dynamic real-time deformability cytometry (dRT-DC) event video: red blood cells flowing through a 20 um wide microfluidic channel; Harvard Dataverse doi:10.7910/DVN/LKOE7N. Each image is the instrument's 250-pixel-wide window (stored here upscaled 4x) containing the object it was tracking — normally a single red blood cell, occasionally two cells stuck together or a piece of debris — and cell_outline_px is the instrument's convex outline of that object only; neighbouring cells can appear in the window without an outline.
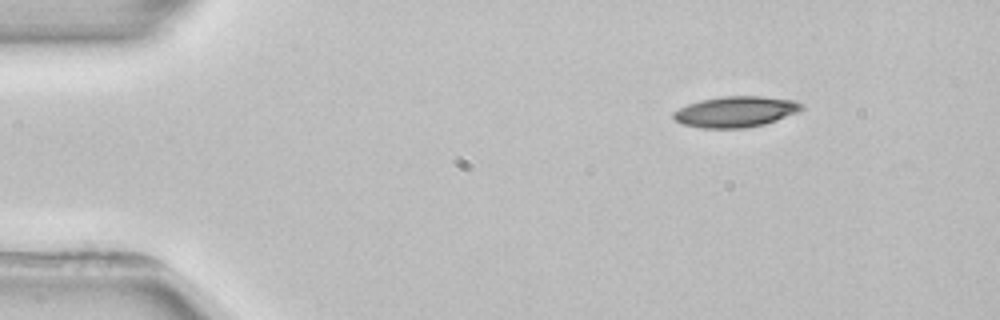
{"species": "common noctule bat (a hibernating species)", "species_latin": "Nyctalus noctula", "temperature_condition": "room temperature", "stored_images_in_passage": 5, "segment_of_instrument_passage": [2, 2], "camera_frame_rate_fps": 3000, "um_per_image_px": 0.085, "animal": {"sex": "female", "body_mass_g": 22.7, "forearm_length_mm": 54.2}, "frame": {"image": 1, "passage_image": 5, "time_ms": 5.667, "image_size_px": [1000, 320], "cell_outline_px": [[804, 108], [800, 112], [764, 124], [744, 128], [700, 128], [680, 124], [672, 116], [672, 112], [688, 104], [700, 100], [724, 96], [760, 96], [796, 100], [804, 104]], "centroid_in_image_um": [62.55, 9.49], "position_along_channel_um": 22.4, "area_um2": 23.24}}